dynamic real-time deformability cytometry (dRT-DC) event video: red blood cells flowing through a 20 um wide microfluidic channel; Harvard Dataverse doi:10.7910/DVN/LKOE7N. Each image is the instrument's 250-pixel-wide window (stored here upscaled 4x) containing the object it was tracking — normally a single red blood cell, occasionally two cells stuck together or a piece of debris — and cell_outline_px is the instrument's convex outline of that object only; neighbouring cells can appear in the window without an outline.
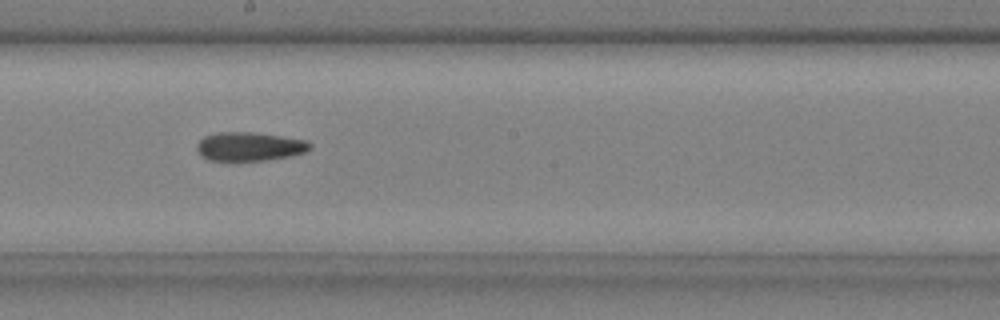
{"species": "common noctule bat (a hibernating species)", "species_latin": "Nyctalus noctula", "temperature_condition": "cold", "stored_images_in_passage": 13, "camera_frame_rate_fps": 3000, "um_per_image_px": 0.085, "animal": {"sex": "male", "body_mass_g": 20.4}, "frame": {"image": 1, "passage_image": 8, "time_ms": 2.333, "image_size_px": [1000, 320], "cell_outline_px": [[312, 148], [308, 152], [292, 156], [268, 160], [208, 160], [200, 156], [196, 148], [196, 144], [204, 136], [216, 132], [252, 132], [280, 136], [304, 140], [312, 144]], "centroid_in_image_um": [21.21, 12.45], "position_along_channel_um": 227.0, "area_um2": 19.13}}